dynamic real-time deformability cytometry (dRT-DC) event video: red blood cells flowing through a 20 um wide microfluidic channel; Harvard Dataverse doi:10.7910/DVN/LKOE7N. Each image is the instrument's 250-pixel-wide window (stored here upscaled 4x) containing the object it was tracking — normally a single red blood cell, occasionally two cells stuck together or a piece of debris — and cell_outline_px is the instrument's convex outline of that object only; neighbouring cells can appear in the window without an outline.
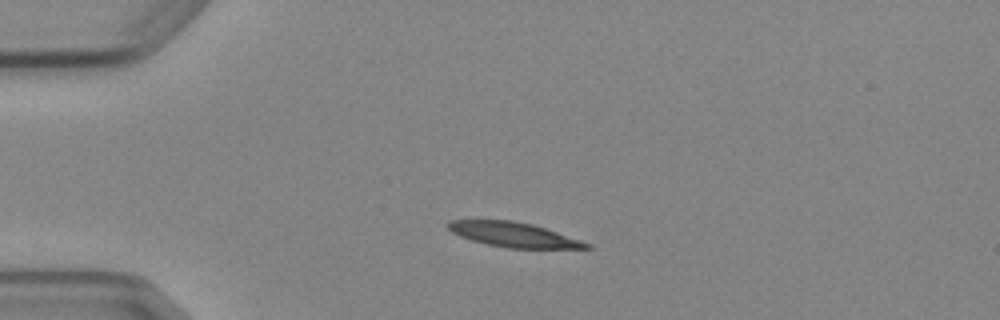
{"species": "Egyptian fruit bat (a non-hibernating species)", "species_latin": "Rousettus aegyptiacus", "temperature_condition": "cold", "stored_images_in_passage": 3, "camera_frame_rate_fps": 3000, "um_per_image_px": 0.085, "animal": {"sex": "female"}, "frame": {"image": 1, "passage_image": 2, "time_ms": 1.333, "image_size_px": [1000, 320], "cell_outline_px": [[592, 248], [508, 248], [488, 244], [472, 240], [460, 236], [452, 232], [444, 224], [448, 220], [512, 220], [532, 224], [592, 244]], "centroid_in_image_um": [43.61, 19.94], "position_along_channel_um": 41.4, "area_um2": 19.71}}